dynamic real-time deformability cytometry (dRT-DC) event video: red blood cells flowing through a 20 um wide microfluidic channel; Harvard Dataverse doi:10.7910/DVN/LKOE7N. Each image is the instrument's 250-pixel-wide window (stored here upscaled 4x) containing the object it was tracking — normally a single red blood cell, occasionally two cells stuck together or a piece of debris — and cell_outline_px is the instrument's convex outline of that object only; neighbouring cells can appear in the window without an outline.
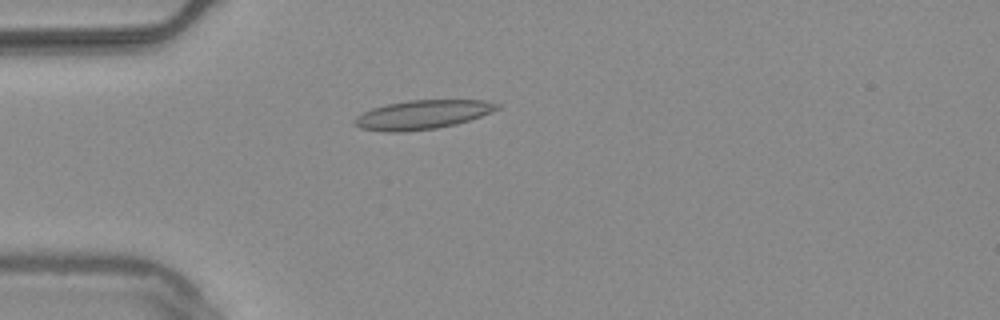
{"species": "common noctule bat (a hibernating species)", "species_latin": "Nyctalus noctula", "temperature_condition": "warm", "stored_images_in_passage": 49, "camera_frame_rate_fps": 3000, "um_per_image_px": 0.085, "animal": {"sex": "male", "body_mass_g": 20.4}, "frame": {"image": 1, "passage_image": 10, "time_ms": 3.0, "image_size_px": [1000, 320], "cell_outline_px": [[500, 108], [492, 112], [456, 124], [436, 128], [404, 132], [384, 132], [360, 128], [352, 124], [352, 120], [356, 116], [372, 108], [388, 104], [408, 100], [484, 100], [500, 104]], "centroid_in_image_um": [35.87, 9.75], "position_along_channel_um": 49.1, "area_um2": 24.16}}
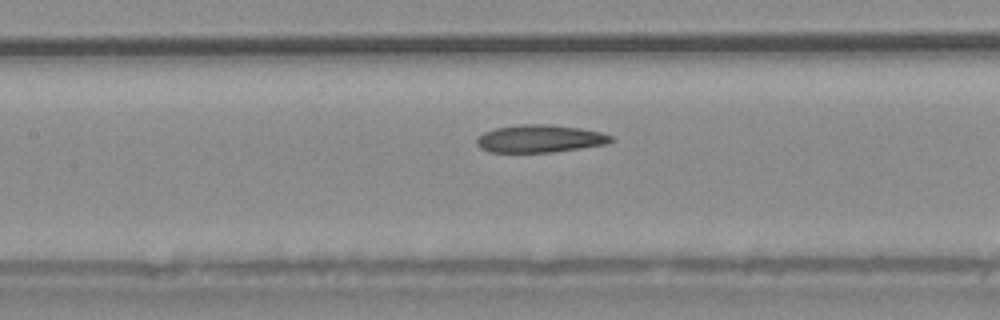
{"frame": {"image": 2, "passage_image": 20, "time_ms": 6.333, "image_size_px": [1000, 320], "cell_outline_px": [[612, 140], [608, 144], [552, 152], [488, 152], [480, 148], [476, 140], [484, 132], [496, 128], [520, 124], [552, 124], [580, 128], [600, 132], [612, 136]], "centroid_in_image_um": [45.89, 11.78], "position_along_channel_um": 161.5, "area_um2": 21.56}}
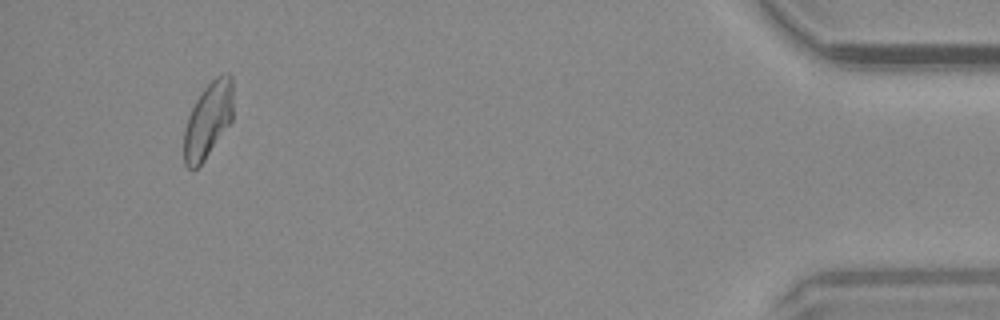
{"frame": {"image": 3, "passage_image": 46, "time_ms": 15.0, "image_size_px": [1000, 320], "cell_outline_px": [[232, 120], [204, 160], [192, 172], [184, 164], [184, 128], [188, 116], [196, 100], [204, 88], [216, 76], [228, 72], [232, 76]], "centroid_in_image_um": [17.67, 10.21], "position_along_channel_um": 417.5, "area_um2": 21.56}, "authors_computed_cell_mechanics": {"area_um2": 22.1952, "velocity_mm_per_s": 3.7682, "shape_relaxation_time_tau1_ms": null, "shape_relaxation_time_tau2_ms": 2.5617, "deformation_change_tau1": null, "deformation_change_tau2": 0.1008}}